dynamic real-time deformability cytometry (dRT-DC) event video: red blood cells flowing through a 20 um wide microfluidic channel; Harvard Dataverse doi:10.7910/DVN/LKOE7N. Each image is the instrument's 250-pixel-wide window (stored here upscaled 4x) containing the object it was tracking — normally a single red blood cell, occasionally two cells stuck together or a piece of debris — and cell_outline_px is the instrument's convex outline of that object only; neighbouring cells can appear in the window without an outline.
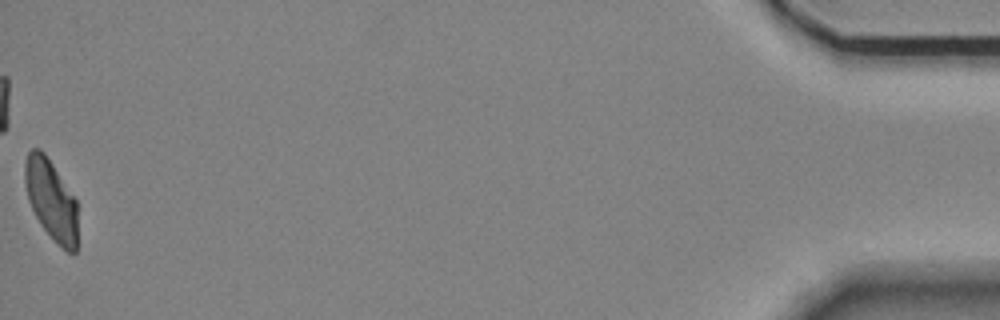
{"species": "Egyptian fruit bat (a non-hibernating species)", "species_latin": "Rousettus aegyptiacus", "temperature_condition": "room temperature", "stored_images_in_passage": 50, "camera_frame_rate_fps": 3000, "um_per_image_px": 0.085, "animal": {"sex": "female"}, "frame": {"image": 1, "passage_image": 50, "time_ms": 16.333, "image_size_px": [1000, 320], "cell_outline_px": [[76, 252], [68, 252], [40, 224], [28, 200], [24, 180], [24, 164], [28, 152], [32, 148], [40, 148], [44, 152], [76, 200]], "centroid_in_image_um": [4.31, 16.92], "position_along_channel_um": 430.9, "area_um2": 24.1}, "authors_computed_cell_mechanics": {"area_um2": 26.7325, "velocity_mm_per_s": 3.5452, "shape_relaxation_time_tau1_ms": 5.4615, "shape_relaxation_time_tau2_ms": 2.7526, "deformation_change_tau1": 0.1508, "deformation_change_tau2": 0.0705}}